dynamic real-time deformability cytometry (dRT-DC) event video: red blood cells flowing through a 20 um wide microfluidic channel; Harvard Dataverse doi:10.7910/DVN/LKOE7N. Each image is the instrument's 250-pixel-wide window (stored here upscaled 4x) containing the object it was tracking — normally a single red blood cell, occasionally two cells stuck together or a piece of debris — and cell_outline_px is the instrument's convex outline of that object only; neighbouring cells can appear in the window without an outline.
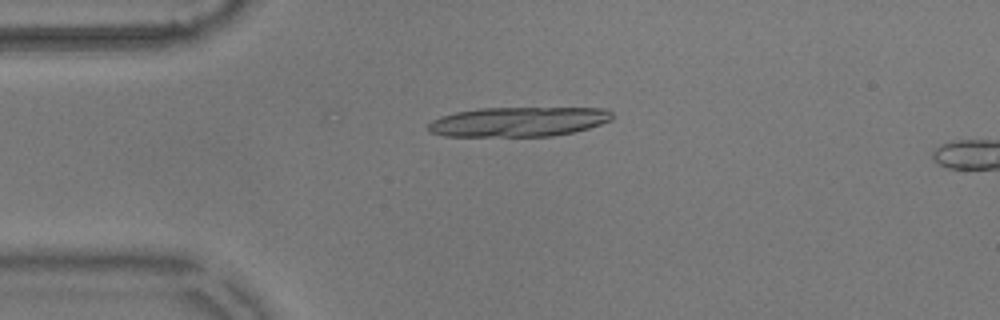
{"species": "common noctule bat (a hibernating species)", "species_latin": "Nyctalus noctula", "temperature_condition": "warm", "stored_images_in_passage": 15, "camera_frame_rate_fps": 3000, "um_per_image_px": 0.085, "animal": {"sex": "male", "body_mass_g": 17.9}, "frame": {"image": 1, "passage_image": 13, "time_ms": 4.0, "image_size_px": [1000, 320], "cell_outline_px": [[612, 120], [576, 132], [552, 136], [444, 136], [428, 132], [424, 128], [432, 120], [440, 116], [456, 112], [480, 108], [608, 108], [612, 112]], "centroid_in_image_um": [44.04, 10.35], "position_along_channel_um": 41.0, "area_um2": 32.08}}